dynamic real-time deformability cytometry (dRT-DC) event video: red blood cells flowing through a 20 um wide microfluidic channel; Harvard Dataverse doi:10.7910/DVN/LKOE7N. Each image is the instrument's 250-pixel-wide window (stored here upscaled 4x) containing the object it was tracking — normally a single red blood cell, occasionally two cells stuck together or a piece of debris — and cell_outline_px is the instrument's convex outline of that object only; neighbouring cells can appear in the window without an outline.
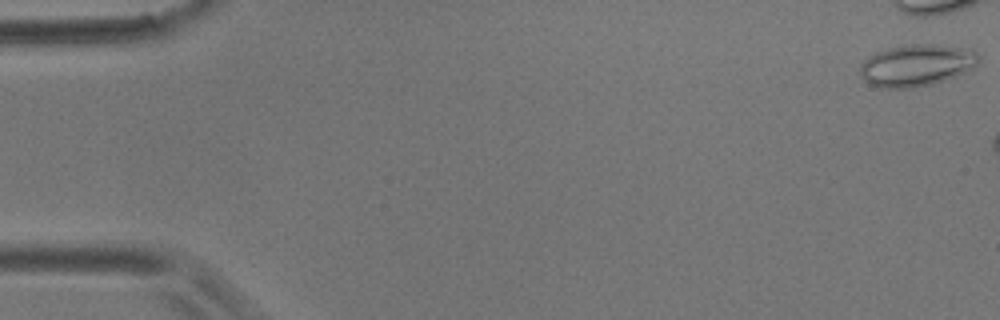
{"species": "common noctule bat (a hibernating species)", "species_latin": "Nyctalus noctula", "temperature_condition": "room temperature", "stored_images_in_passage": 3, "camera_frame_rate_fps": 3000, "um_per_image_px": 0.085, "animal": {"sex": "male", "body_mass_g": 17.9}, "frame": {"image": 1, "passage_image": 1, "time_ms": 0.0, "image_size_px": [1000, 320], "cell_outline_px": [[980, 60], [972, 68], [956, 76], [944, 80], [912, 88], [880, 88], [868, 84], [864, 80], [860, 72], [860, 64], [868, 56], [876, 52], [888, 48], [904, 44], [932, 44], [972, 48], [980, 56]], "centroid_in_image_um": [77.9, 5.53], "position_along_channel_um": 7.1, "area_um2": 29.13}}